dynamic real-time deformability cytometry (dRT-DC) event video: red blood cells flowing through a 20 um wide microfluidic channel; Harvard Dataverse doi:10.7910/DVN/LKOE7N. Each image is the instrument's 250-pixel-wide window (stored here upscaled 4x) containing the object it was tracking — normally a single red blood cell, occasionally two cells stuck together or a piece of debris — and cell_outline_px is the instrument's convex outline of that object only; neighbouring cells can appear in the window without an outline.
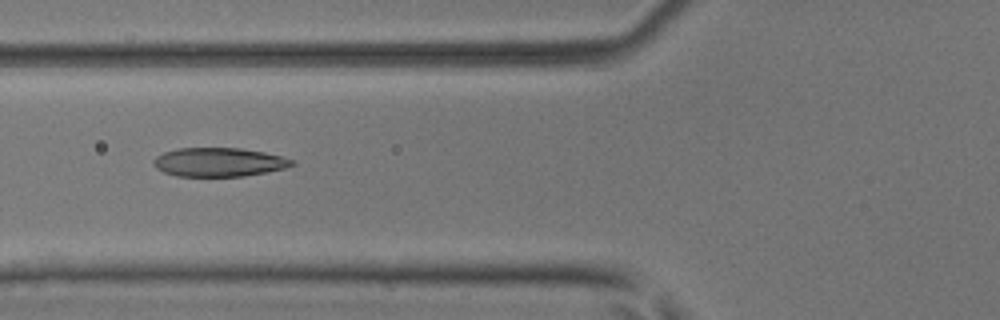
{"species": "common noctule bat (a hibernating species)", "species_latin": "Nyctalus noctula", "temperature_condition": "room temperature", "stored_images_in_passage": 6, "camera_frame_rate_fps": 3000, "um_per_image_px": 0.085, "animal": {"sex": "male", "body_mass_g": 17.9, "forearm_length_mm": 54.2}, "frame": {"image": 1, "passage_image": 6, "time_ms": 1.667, "image_size_px": [1000, 320], "cell_outline_px": [[296, 164], [284, 168], [244, 176], [176, 176], [164, 172], [156, 168], [152, 164], [152, 160], [156, 156], [164, 152], [176, 148], [240, 148], [264, 152], [280, 156], [292, 160]], "centroid_in_image_um": [18.55, 13.78], "position_along_channel_um": 107.3, "area_um2": 23.18}}